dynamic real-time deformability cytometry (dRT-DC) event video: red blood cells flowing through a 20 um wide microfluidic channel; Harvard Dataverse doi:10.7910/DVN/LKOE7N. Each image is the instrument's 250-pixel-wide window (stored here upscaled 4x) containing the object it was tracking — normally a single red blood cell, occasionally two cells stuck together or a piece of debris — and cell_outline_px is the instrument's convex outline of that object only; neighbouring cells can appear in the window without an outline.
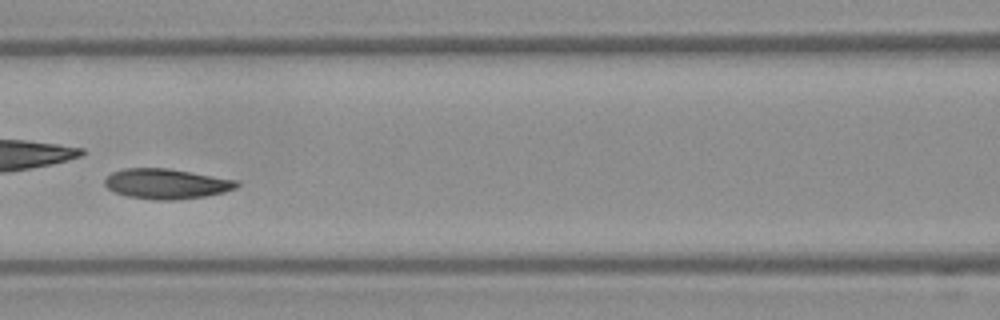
{"species": "Egyptian fruit bat (a non-hibernating species)", "species_latin": "Rousettus aegyptiacus", "temperature_condition": "warm", "stored_images_in_passage": 42, "camera_frame_rate_fps": 3000, "um_per_image_px": 0.085, "frame": {"image": 1, "passage_image": 19, "time_ms": 6.0, "image_size_px": [1000, 320], "cell_outline_px": [[240, 184], [236, 188], [224, 192], [204, 196], [176, 200], [156, 200], [128, 196], [116, 192], [108, 188], [104, 184], [104, 180], [112, 172], [124, 168], [168, 168], [236, 180]], "centroid_in_image_um": [14.14, 15.62], "position_along_channel_um": 152.5, "area_um2": 23.0}}
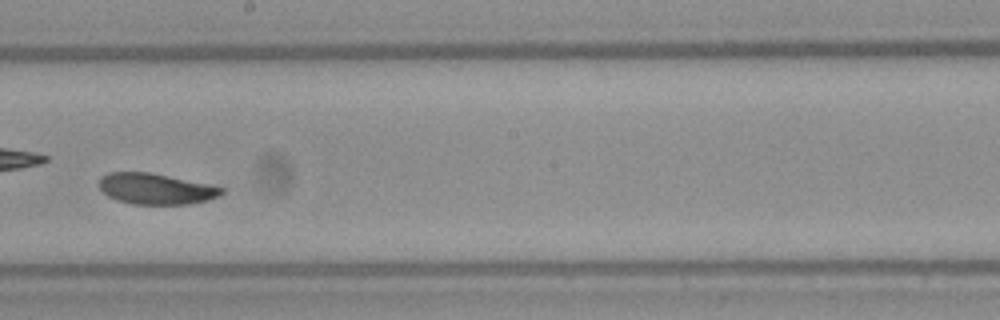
{"frame": {"image": 2, "passage_image": 24, "time_ms": 7.667, "image_size_px": [1000, 320], "cell_outline_px": [[224, 192], [220, 196], [208, 200], [188, 204], [132, 204], [116, 200], [108, 196], [100, 188], [100, 176], [108, 172], [148, 172], [208, 184], [224, 188]], "centroid_in_image_um": [13.24, 16.05], "position_along_channel_um": 235.0, "area_um2": 21.96}}
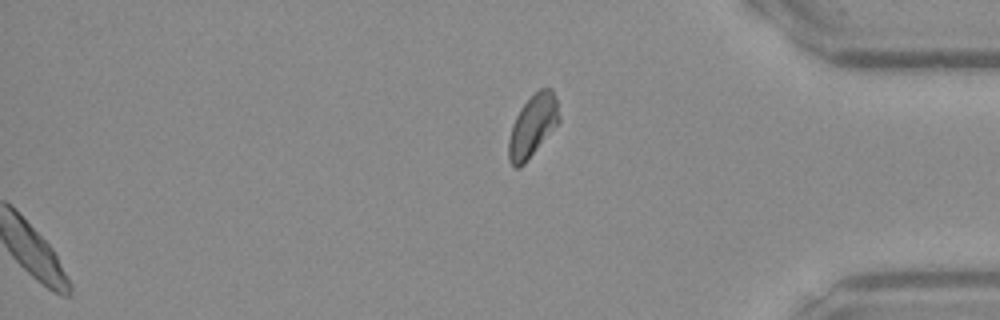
{"frame": {"image": 3, "passage_image": 42, "time_ms": 13.667, "image_size_px": [1000, 320], "cell_outline_px": [[560, 120], [524, 164], [520, 168], [512, 168], [508, 160], [508, 140], [512, 124], [520, 108], [540, 88], [552, 88], [556, 100], [560, 116]], "centroid_in_image_um": [45.24, 10.73], "position_along_channel_um": 390.0, "area_um2": 18.03}}